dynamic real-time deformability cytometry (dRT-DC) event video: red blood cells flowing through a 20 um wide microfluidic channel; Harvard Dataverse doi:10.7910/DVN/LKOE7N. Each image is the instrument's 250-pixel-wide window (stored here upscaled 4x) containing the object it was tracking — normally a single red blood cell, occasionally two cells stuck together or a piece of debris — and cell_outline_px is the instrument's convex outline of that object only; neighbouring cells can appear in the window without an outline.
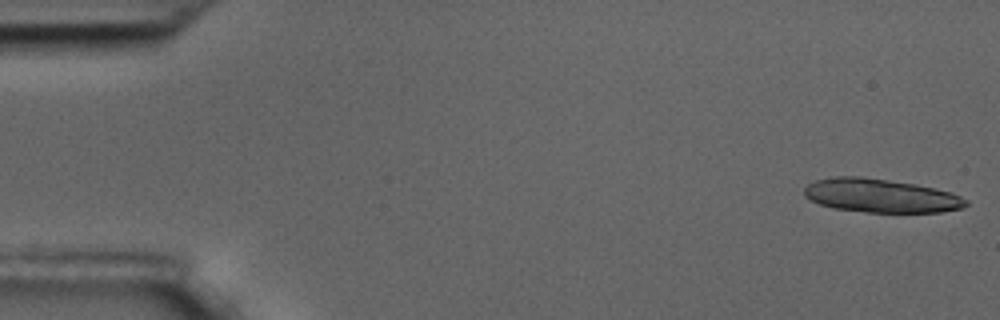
{"species": "common noctule bat (a hibernating species)", "species_latin": "Nyctalus noctula", "temperature_condition": "room temperature", "stored_images_in_passage": 17, "camera_frame_rate_fps": 3000, "um_per_image_px": 0.085, "animal": {"sex": "male", "body_mass_g": 17.5, "forearm_length_mm": 52.3}, "frame": {"image": 1, "passage_image": 1, "time_ms": 0.0, "image_size_px": [1000, 320], "cell_outline_px": [[968, 204], [964, 208], [940, 212], [868, 212], [832, 208], [820, 204], [804, 196], [804, 188], [808, 184], [816, 180], [836, 176], [860, 176], [916, 184], [952, 192], [968, 200]], "centroid_in_image_um": [74.88, 16.63], "position_along_channel_um": 10.1, "area_um2": 31.73}}